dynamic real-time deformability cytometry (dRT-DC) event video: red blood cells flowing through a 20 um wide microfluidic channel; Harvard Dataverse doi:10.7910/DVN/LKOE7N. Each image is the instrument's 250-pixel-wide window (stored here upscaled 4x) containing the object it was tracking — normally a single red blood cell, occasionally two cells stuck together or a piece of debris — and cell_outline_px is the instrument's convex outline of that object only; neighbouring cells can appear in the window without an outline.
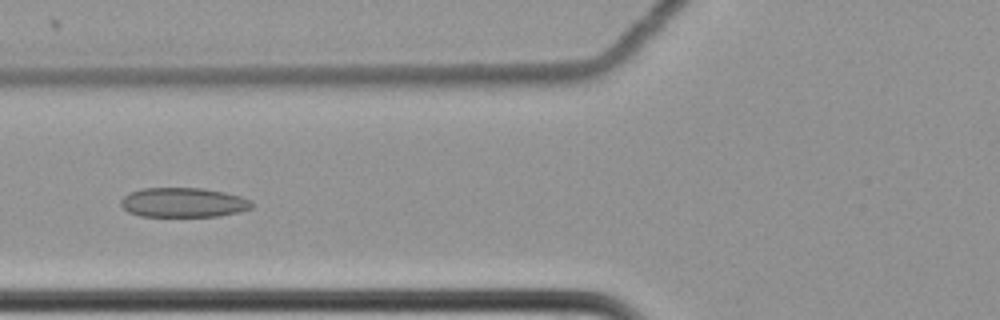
{"species": "common noctule bat (a hibernating species)", "species_latin": "Nyctalus noctula", "temperature_condition": "cold", "stored_images_in_passage": 61, "camera_frame_rate_fps": 3000, "um_per_image_px": 0.085, "animal": {"sex": "female", "body_mass_g": 22.7, "forearm_length_mm": 54.2}, "frame": {"image": 1, "passage_image": 25, "time_ms": 8.0, "image_size_px": [1000, 320], "cell_outline_px": [[252, 208], [240, 212], [220, 216], [140, 216], [128, 212], [120, 204], [120, 200], [124, 196], [140, 188], [204, 188], [224, 192], [240, 196], [252, 200]], "centroid_in_image_um": [15.6, 17.21], "position_along_channel_um": 110.2, "area_um2": 22.66}}
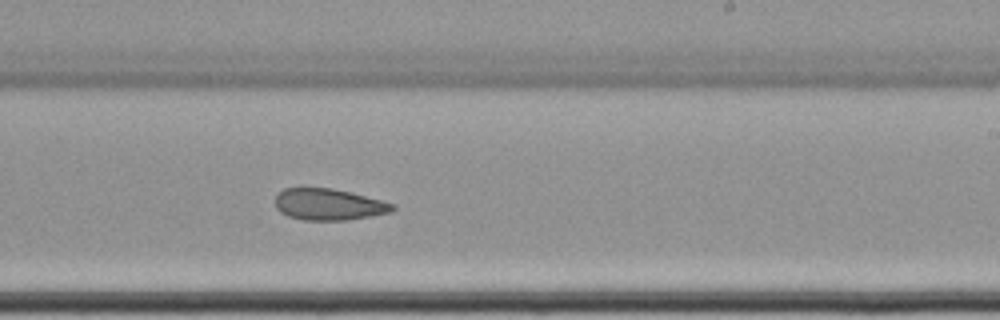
{"frame": {"image": 2, "passage_image": 38, "time_ms": 12.333, "image_size_px": [1000, 320], "cell_outline_px": [[396, 208], [392, 212], [348, 220], [304, 220], [288, 216], [280, 212], [276, 208], [276, 196], [284, 188], [304, 184], [332, 188], [396, 204]], "centroid_in_image_um": [27.89, 17.34], "position_along_channel_um": 261.1, "area_um2": 22.08}}
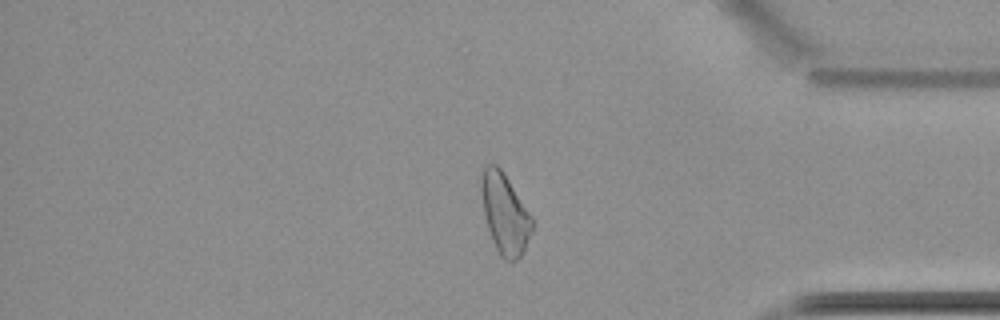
{"frame": {"image": 3, "passage_image": 51, "time_ms": 16.667, "image_size_px": [1000, 320], "cell_outline_px": [[532, 232], [524, 252], [512, 264], [508, 264], [500, 256], [492, 240], [488, 228], [484, 212], [480, 188], [480, 176], [484, 164], [496, 164], [504, 172], [532, 216]], "centroid_in_image_um": [42.91, 18.17], "position_along_channel_um": 392.3, "area_um2": 24.16}, "authors_computed_cell_mechanics": {"area_um2": 24.1604, "velocity_mm_per_s": 3.4826, "shape_relaxation_time_tau1_ms": 8.2268, "shape_relaxation_time_tau2_ms": 5.5405, "deformation_change_tau1": 0.1274, "deformation_change_tau2": 0.135}}